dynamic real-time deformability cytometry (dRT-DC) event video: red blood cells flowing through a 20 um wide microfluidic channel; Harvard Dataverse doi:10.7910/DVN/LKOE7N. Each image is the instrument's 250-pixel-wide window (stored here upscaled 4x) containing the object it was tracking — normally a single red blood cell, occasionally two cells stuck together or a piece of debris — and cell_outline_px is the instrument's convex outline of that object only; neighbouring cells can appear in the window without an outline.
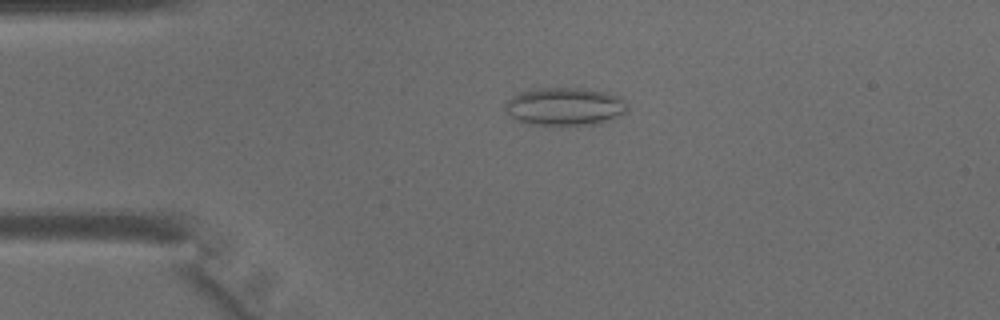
{"species": "common noctule bat (a hibernating species)", "species_latin": "Nyctalus noctula", "temperature_condition": "warm", "stored_images_in_passage": 44, "camera_frame_rate_fps": 3000, "um_per_image_px": 0.085, "animal": {"sex": "male", "body_mass_g": 15.6}, "frame": {"image": 1, "passage_image": 10, "time_ms": 3.0, "image_size_px": [1000, 320], "cell_outline_px": [[628, 112], [600, 124], [556, 128], [528, 124], [516, 120], [504, 108], [504, 104], [512, 96], [520, 92], [536, 88], [584, 88], [608, 92], [620, 96], [628, 104]], "centroid_in_image_um": [48.05, 9.1], "position_along_channel_um": 37.0, "area_um2": 28.21}}
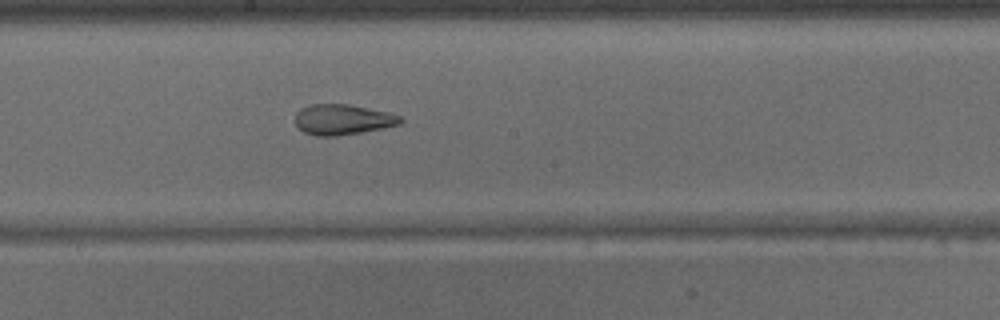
{"frame": {"image": 2, "passage_image": 24, "time_ms": 7.667, "image_size_px": [1000, 320], "cell_outline_px": [[404, 120], [400, 124], [384, 128], [336, 136], [316, 136], [304, 132], [296, 124], [296, 112], [300, 108], [312, 104], [348, 104], [388, 112], [400, 116]], "centroid_in_image_um": [29.13, 10.16], "position_along_channel_um": 219.1, "area_um2": 18.61}}
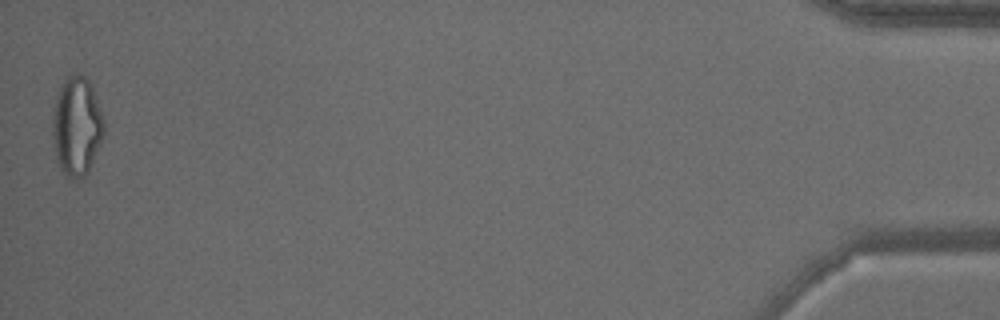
{"frame": {"image": 3, "passage_image": 44, "time_ms": 14.333, "image_size_px": [1000, 320], "cell_outline_px": [[104, 132], [88, 172], [84, 176], [76, 180], [72, 180], [60, 168], [56, 156], [52, 136], [52, 116], [56, 96], [64, 80], [68, 76], [76, 72], [80, 72], [88, 80], [92, 88], [104, 120]], "centroid_in_image_um": [6.5, 10.71], "position_along_channel_um": 428.7, "area_um2": 29.48}}